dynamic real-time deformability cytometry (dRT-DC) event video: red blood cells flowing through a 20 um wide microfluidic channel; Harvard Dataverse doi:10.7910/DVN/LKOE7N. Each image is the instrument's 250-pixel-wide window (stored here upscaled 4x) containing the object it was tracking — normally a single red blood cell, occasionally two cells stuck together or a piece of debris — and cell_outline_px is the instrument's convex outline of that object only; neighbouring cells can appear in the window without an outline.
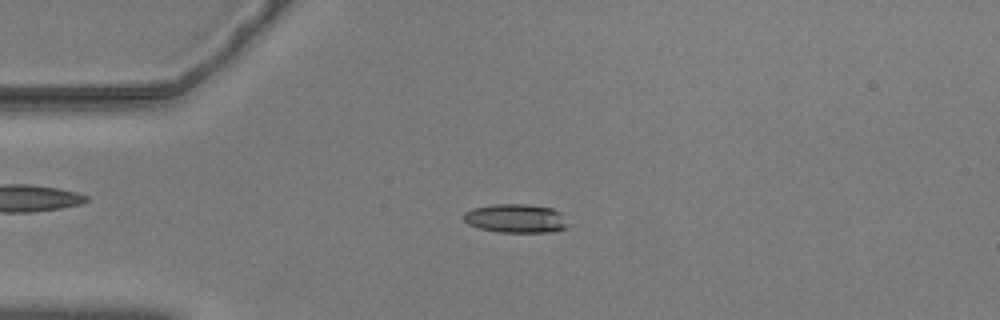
{"species": "common noctule bat (a hibernating species)", "species_latin": "Nyctalus noctula", "temperature_condition": "warm", "stored_images_in_passage": 56, "camera_frame_rate_fps": 3000, "um_per_image_px": 0.085, "animal": {"sex": "male", "body_mass_g": 20.5, "forearm_length_mm": 52.5}, "frame": {"image": 1, "passage_image": 13, "time_ms": 4.0, "image_size_px": [1000, 320], "cell_outline_px": [[572, 224], [568, 228], [552, 232], [500, 232], [480, 228], [468, 224], [464, 220], [464, 212], [472, 208], [492, 204], [528, 204], [552, 208], [560, 212]], "centroid_in_image_um": [43.91, 18.56], "position_along_channel_um": 41.1, "area_um2": 17.8}}
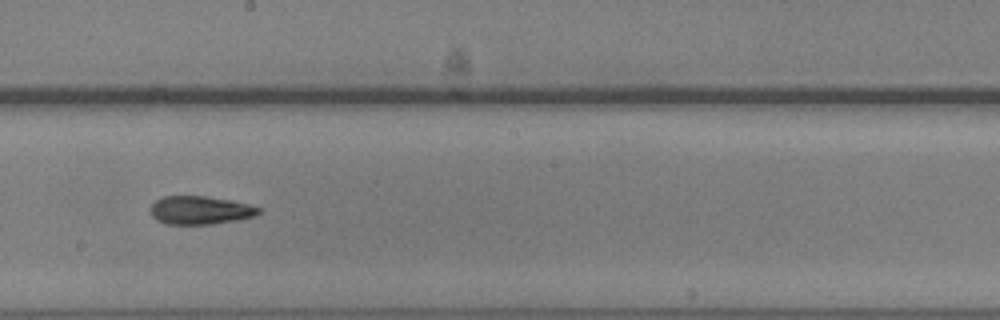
{"frame": {"image": 2, "passage_image": 31, "time_ms": 10.0, "image_size_px": [1000, 320], "cell_outline_px": [[260, 212], [252, 216], [236, 220], [212, 224], [168, 224], [156, 220], [152, 216], [152, 204], [156, 200], [164, 196], [204, 196], [232, 200], [248, 204], [260, 208]], "centroid_in_image_um": [17.0, 17.86], "position_along_channel_um": 231.2, "area_um2": 17.63}}
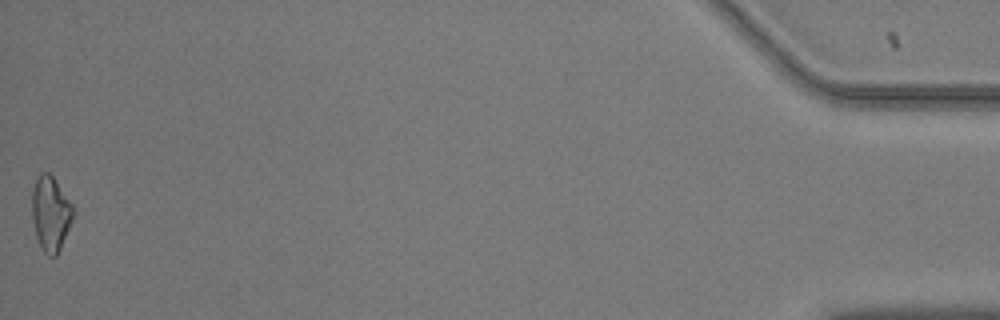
{"frame": {"image": 3, "passage_image": 56, "time_ms": 18.333, "image_size_px": [1000, 320], "cell_outline_px": [[76, 212], [60, 248], [56, 256], [48, 256], [40, 248], [36, 236], [32, 216], [32, 188], [40, 172], [48, 172], [52, 176], [76, 208]], "centroid_in_image_um": [4.32, 18.15], "position_along_channel_um": 430.9, "area_um2": 18.09}, "authors_computed_cell_mechanics": {"area_um2": 17.7735, "velocity_mm_per_s": 3.5749, "shape_relaxation_time_tau1_ms": null, "shape_relaxation_time_tau2_ms": 4.9093, "deformation_change_tau1": null, "deformation_change_tau2": 0.1482}}